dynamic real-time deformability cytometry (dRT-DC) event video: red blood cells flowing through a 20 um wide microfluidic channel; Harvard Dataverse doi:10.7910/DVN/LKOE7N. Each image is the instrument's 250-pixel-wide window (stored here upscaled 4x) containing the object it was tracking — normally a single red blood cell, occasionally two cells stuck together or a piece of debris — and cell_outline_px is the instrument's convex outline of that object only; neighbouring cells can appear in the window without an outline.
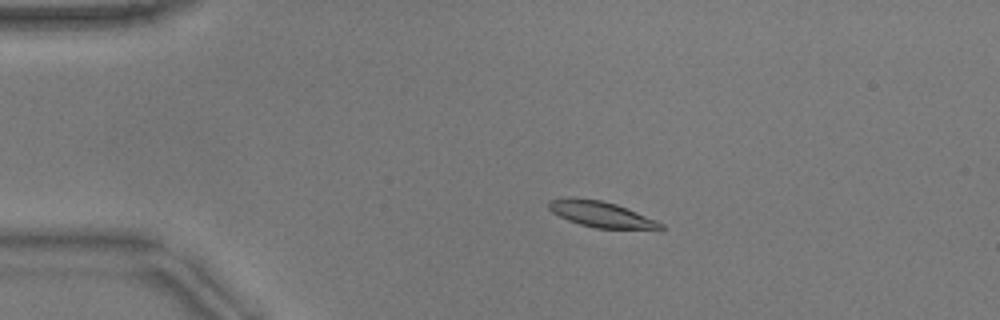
{"species": "common noctule bat (a hibernating species)", "species_latin": "Nyctalus noctula", "temperature_condition": "warm", "stored_images_in_passage": 51, "camera_frame_rate_fps": 3000, "um_per_image_px": 0.085, "animal": {"sex": "male", "body_mass_g": 17.9}, "frame": {"image": 1, "passage_image": 9, "time_ms": 2.667, "image_size_px": [1000, 320], "cell_outline_px": [[664, 228], [660, 232], [596, 228], [580, 224], [568, 220], [552, 212], [548, 208], [548, 200], [568, 196], [600, 200], [616, 204], [656, 220], [664, 224]], "centroid_in_image_um": [51.19, 18.25], "position_along_channel_um": 33.8, "area_um2": 17.57}}
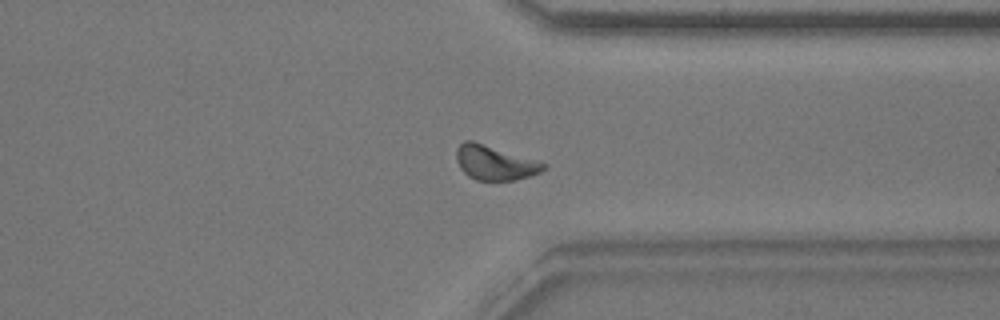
{"frame": {"image": 2, "passage_image": 39, "time_ms": 12.667, "image_size_px": [1000, 320], "cell_outline_px": [[548, 168], [532, 176], [512, 180], [476, 180], [468, 176], [460, 168], [456, 160], [456, 148], [464, 140], [472, 140], [548, 164]], "centroid_in_image_um": [42.05, 13.83], "position_along_channel_um": 369.3, "area_um2": 17.51}}
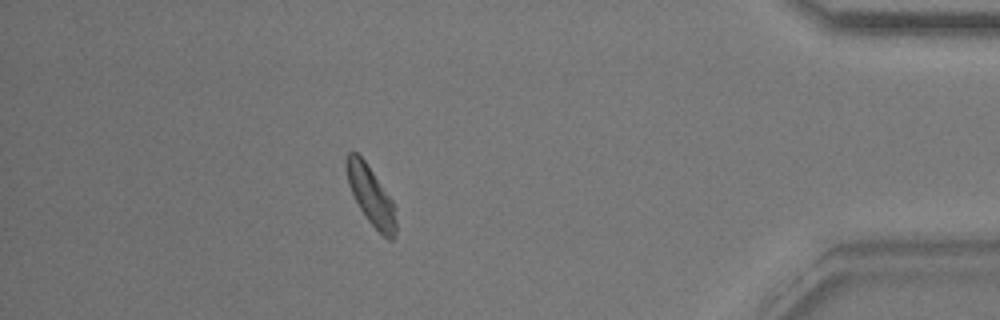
{"frame": {"image": 3, "passage_image": 45, "time_ms": 14.667, "image_size_px": [1000, 320], "cell_outline_px": [[396, 232], [392, 240], [388, 240], [368, 220], [360, 208], [348, 184], [344, 168], [344, 160], [348, 152], [356, 152], [364, 160], [392, 200], [396, 208]], "centroid_in_image_um": [31.51, 16.6], "position_along_channel_um": 403.7, "area_um2": 16.82}, "authors_computed_cell_mechanics": {"area_um2": 16.762, "velocity_mm_per_s": 3.8242, "shape_relaxation_time_tau1_ms": 3.2283, "shape_relaxation_time_tau2_ms": 6.2822, "deformation_change_tau1": 0.1087, "deformation_change_tau2": 0.1108}}